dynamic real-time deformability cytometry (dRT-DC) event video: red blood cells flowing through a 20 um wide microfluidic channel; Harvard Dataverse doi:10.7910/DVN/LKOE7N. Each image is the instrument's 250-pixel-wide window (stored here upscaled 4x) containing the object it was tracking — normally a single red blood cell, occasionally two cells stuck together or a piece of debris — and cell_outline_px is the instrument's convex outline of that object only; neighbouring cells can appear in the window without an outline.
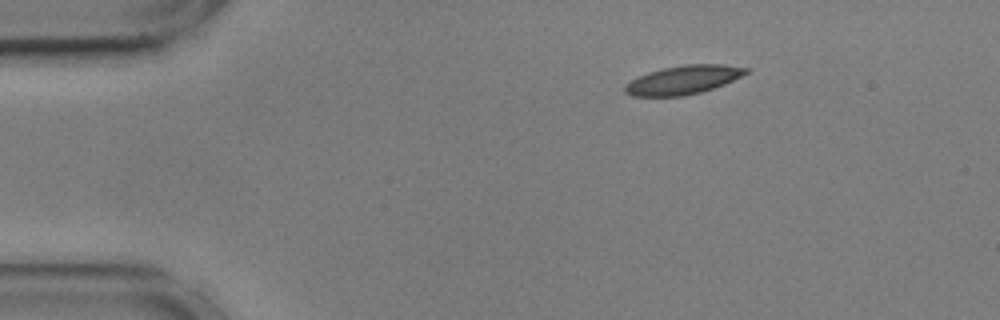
{"species": "common noctule bat (a hibernating species)", "species_latin": "Nyctalus noctula", "temperature_condition": "cold", "stored_images_in_passage": 48, "camera_frame_rate_fps": 3000, "um_per_image_px": 0.085, "animal": {"sex": "male", "body_mass_g": 17.9, "forearm_length_mm": 54.2}, "frame": {"image": 1, "passage_image": 1, "time_ms": 0.0, "image_size_px": [1000, 320], "cell_outline_px": [[748, 72], [724, 84], [700, 92], [684, 96], [632, 96], [624, 92], [624, 84], [648, 72], [664, 68], [684, 64], [724, 64], [748, 68]], "centroid_in_image_um": [58.05, 6.79], "position_along_channel_um": 27.0, "area_um2": 20.06}}
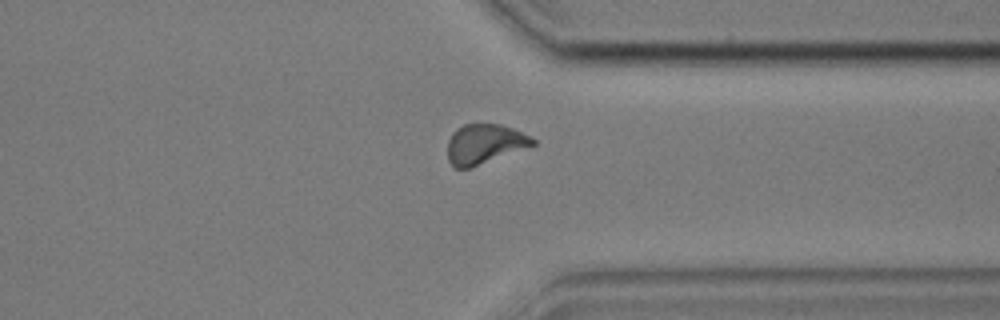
{"frame": {"image": 2, "passage_image": 35, "time_ms": 11.333, "image_size_px": [1000, 320], "cell_outline_px": [[536, 144], [468, 168], [456, 168], [448, 160], [448, 140], [452, 132], [456, 128], [464, 124], [500, 124], [512, 128], [536, 140]], "centroid_in_image_um": [41.14, 12.22], "position_along_channel_um": 370.3, "area_um2": 19.31}}
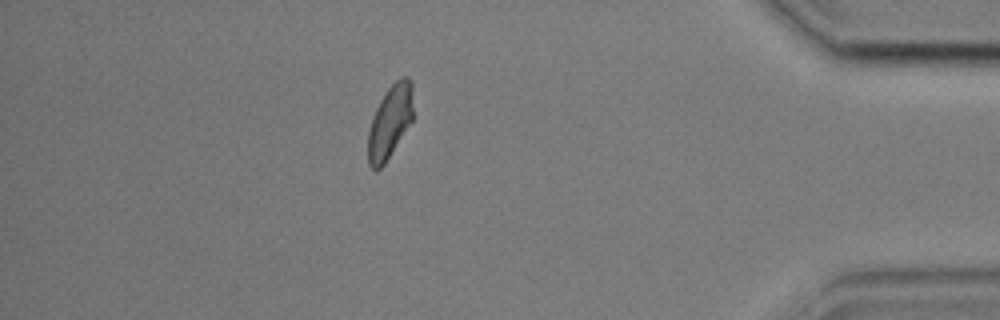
{"frame": {"image": 3, "passage_image": 41, "time_ms": 13.333, "image_size_px": [1000, 320], "cell_outline_px": [[412, 120], [384, 164], [376, 172], [368, 164], [368, 132], [372, 116], [380, 100], [388, 88], [400, 76], [408, 76], [412, 84]], "centroid_in_image_um": [33.13, 10.34], "position_along_channel_um": 402.1, "area_um2": 19.07}, "authors_computed_cell_mechanics": {"area_um2": 20.1433, "velocity_mm_per_s": 3.5734, "shape_relaxation_time_tau1_ms": 4.0506, "shape_relaxation_time_tau2_ms": 2.9617, "deformation_change_tau1": 0.1321, "deformation_change_tau2": 0.0863}}